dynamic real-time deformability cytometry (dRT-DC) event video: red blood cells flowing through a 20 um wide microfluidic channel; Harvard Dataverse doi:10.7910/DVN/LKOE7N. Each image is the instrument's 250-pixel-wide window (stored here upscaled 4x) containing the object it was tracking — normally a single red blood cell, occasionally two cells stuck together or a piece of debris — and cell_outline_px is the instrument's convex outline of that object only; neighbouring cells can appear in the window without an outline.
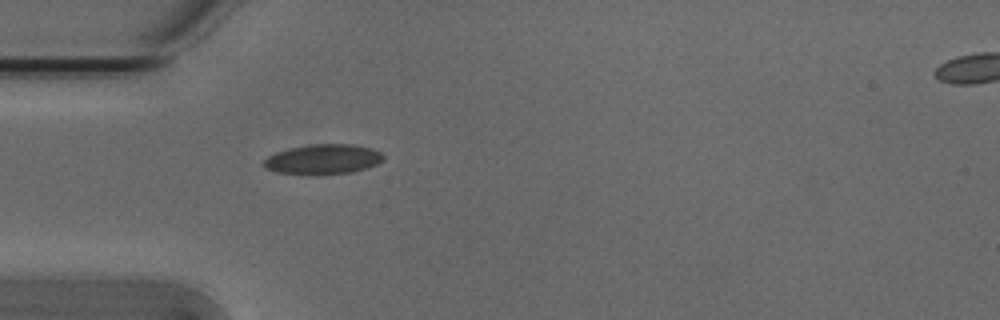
{"species": "Egyptian fruit bat (a non-hibernating species)", "species_latin": "Rousettus aegyptiacus", "temperature_condition": "cold", "stored_images_in_passage": 39, "camera_frame_rate_fps": 3000, "um_per_image_px": 0.085, "animal": {"sex": "male"}, "frame": {"image": 1, "passage_image": 1, "time_ms": 0.0, "image_size_px": [1000, 320], "cell_outline_px": [[384, 160], [376, 164], [352, 172], [276, 172], [264, 168], [260, 164], [268, 156], [276, 152], [292, 148], [312, 144], [352, 144], [372, 148], [380, 152], [384, 156]], "centroid_in_image_um": [27.46, 13.49], "position_along_channel_um": 57.5, "area_um2": 20.06}}
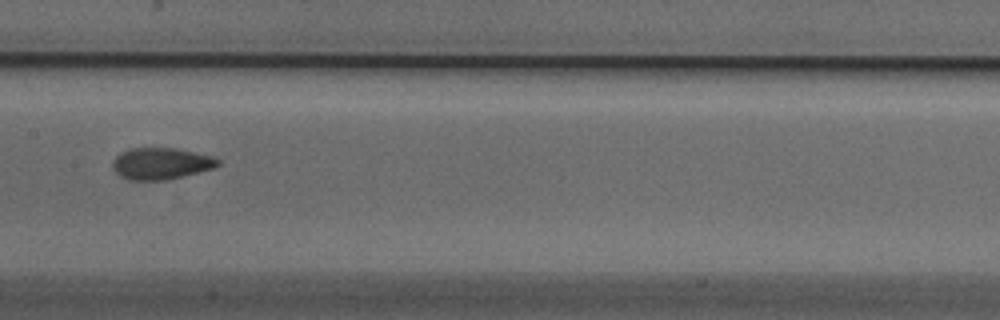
{"frame": {"image": 2, "passage_image": 12, "time_ms": 3.667, "image_size_px": [1000, 320], "cell_outline_px": [[220, 164], [212, 168], [168, 180], [128, 180], [120, 176], [112, 168], [112, 160], [120, 152], [128, 148], [176, 148], [212, 156], [220, 160]], "centroid_in_image_um": [13.64, 13.9], "position_along_channel_um": 193.8, "area_um2": 19.48}}
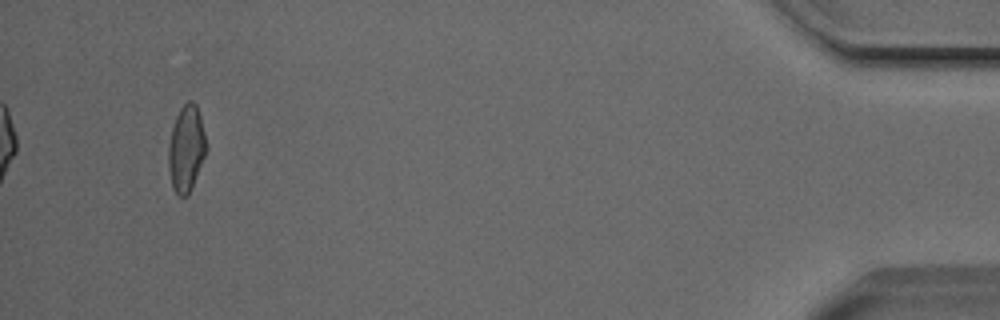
{"frame": {"image": 3, "passage_image": 36, "time_ms": 11.667, "image_size_px": [1000, 320], "cell_outline_px": [[208, 148], [188, 196], [180, 196], [172, 188], [168, 168], [168, 144], [172, 128], [176, 116], [180, 108], [188, 100], [192, 100], [196, 104], [200, 116]], "centroid_in_image_um": [15.82, 12.62], "position_along_channel_um": 419.4, "area_um2": 19.07}, "authors_computed_cell_mechanics": {"area_um2": 19.2474, "velocity_mm_per_s": 3.8236, "shape_relaxation_time_tau1_ms": 4.5702, "shape_relaxation_time_tau2_ms": 1.762, "deformation_change_tau1": 0.1297, "deformation_change_tau2": 0.0636}}